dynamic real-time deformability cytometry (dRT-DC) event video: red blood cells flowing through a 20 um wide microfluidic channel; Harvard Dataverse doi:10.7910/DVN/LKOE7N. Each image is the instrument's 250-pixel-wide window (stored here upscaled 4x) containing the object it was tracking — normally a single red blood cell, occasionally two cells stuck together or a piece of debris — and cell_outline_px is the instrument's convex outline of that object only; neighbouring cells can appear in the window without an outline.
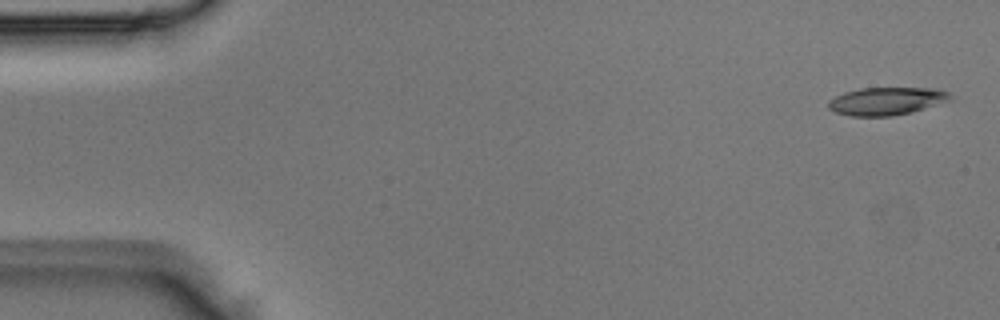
{"species": "Egyptian fruit bat (a non-hibernating species)", "species_latin": "Rousettus aegyptiacus", "temperature_condition": "room temperature", "stored_images_in_passage": 50, "camera_frame_rate_fps": 3000, "um_per_image_px": 0.085, "animal": {"sex": "male"}, "frame": {"image": 1, "passage_image": 2, "time_ms": 0.333, "image_size_px": [1000, 320], "cell_outline_px": [[948, 100], [912, 112], [892, 116], [852, 116], [836, 112], [828, 108], [828, 100], [844, 92], [860, 88], [932, 88], [948, 92]], "centroid_in_image_um": [75.27, 8.59], "position_along_channel_um": 9.7, "area_um2": 19.42}}
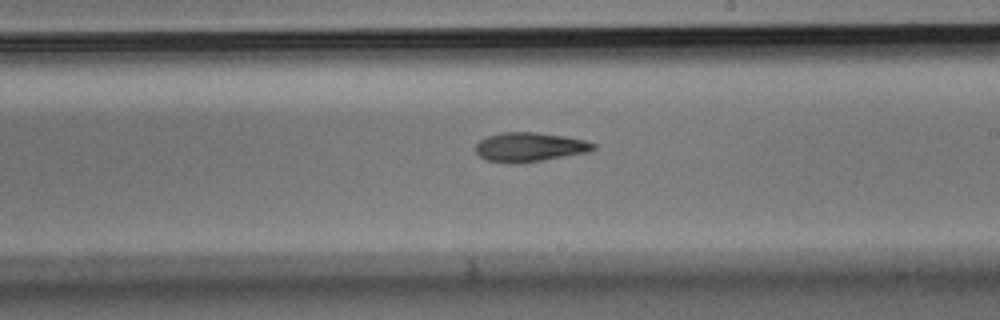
{"frame": {"image": 2, "passage_image": 29, "time_ms": 9.333, "image_size_px": [1000, 320], "cell_outline_px": [[596, 148], [588, 152], [520, 164], [508, 164], [488, 160], [480, 156], [476, 152], [476, 144], [480, 140], [488, 136], [500, 132], [536, 132], [564, 136], [584, 140], [596, 144]], "centroid_in_image_um": [45.01, 12.51], "position_along_channel_um": 244.0, "area_um2": 20.11}}
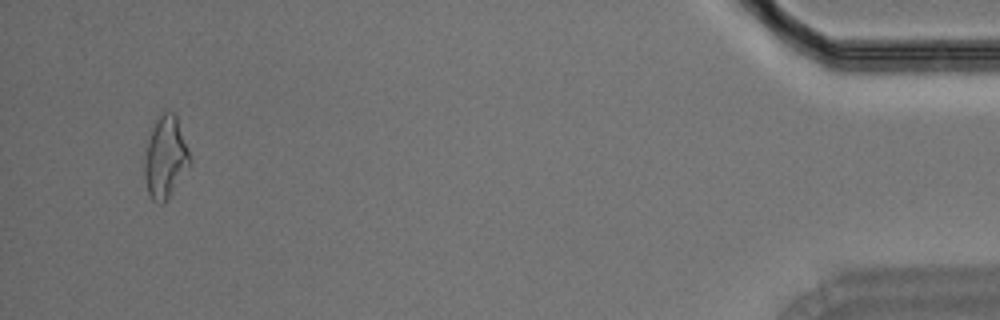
{"frame": {"image": 3, "passage_image": 48, "time_ms": 15.667, "image_size_px": [1000, 320], "cell_outline_px": [[192, 160], [168, 196], [160, 204], [152, 200], [148, 192], [144, 176], [144, 160], [148, 144], [156, 120], [164, 112], [176, 112]], "centroid_in_image_um": [14.07, 13.34], "position_along_channel_um": 421.1, "area_um2": 20.92}}